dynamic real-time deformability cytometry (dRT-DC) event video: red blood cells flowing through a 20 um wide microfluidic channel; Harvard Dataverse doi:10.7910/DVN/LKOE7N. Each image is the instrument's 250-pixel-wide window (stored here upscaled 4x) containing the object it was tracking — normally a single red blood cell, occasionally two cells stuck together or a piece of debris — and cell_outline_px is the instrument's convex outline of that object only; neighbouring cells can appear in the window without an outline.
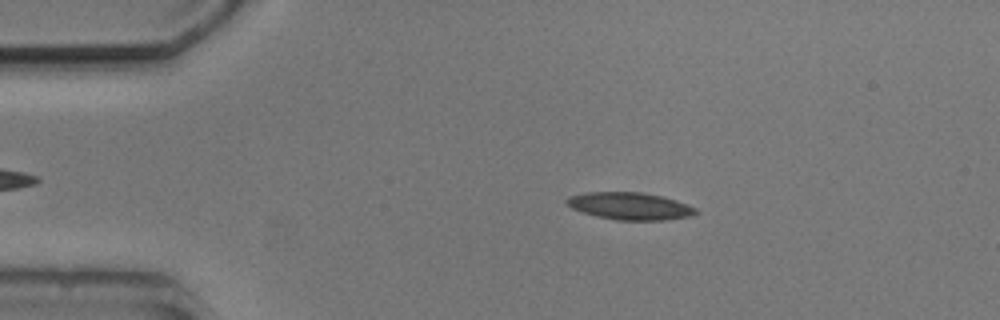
{"species": "common noctule bat (a hibernating species)", "species_latin": "Nyctalus noctula", "temperature_condition": "cold", "stored_images_in_passage": 3, "camera_frame_rate_fps": 3000, "um_per_image_px": 0.085, "animal": {"sex": "male", "body_mass_g": 20.5, "forearm_length_mm": 52.5}, "frame": {"image": 1, "passage_image": 1, "time_ms": 0.0, "image_size_px": [1000, 320], "cell_outline_px": [[700, 212], [692, 216], [668, 220], [616, 220], [596, 216], [572, 208], [564, 200], [568, 196], [584, 192], [640, 192], [660, 196], [676, 200], [696, 208]], "centroid_in_image_um": [53.56, 17.52], "position_along_channel_um": 31.4, "area_um2": 20.58}}